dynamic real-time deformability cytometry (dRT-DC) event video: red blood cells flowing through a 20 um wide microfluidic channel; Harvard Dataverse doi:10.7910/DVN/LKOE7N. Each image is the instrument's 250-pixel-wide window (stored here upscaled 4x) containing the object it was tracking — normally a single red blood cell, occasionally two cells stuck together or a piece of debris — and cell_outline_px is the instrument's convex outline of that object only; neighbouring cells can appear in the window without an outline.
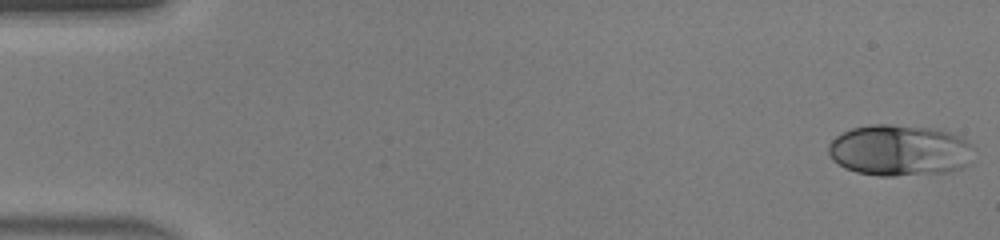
{"species": "human", "species_latin": "Homo sapiens", "temperature_condition": "warm", "stored_images_in_passage": 46, "camera_frame_rate_fps": 3000, "um_per_image_px": 0.085, "donor": {"sex": "male"}, "frame": {"image": 1, "passage_image": 1, "time_ms": 0.0, "image_size_px": [1000, 240], "cell_outline_px": [[976, 148], [972, 164], [964, 168], [952, 172], [896, 176], [880, 176], [856, 172], [844, 168], [832, 160], [828, 152], [828, 144], [836, 136], [852, 128], [868, 124], [888, 124], [936, 128], [960, 136], [968, 140]], "centroid_in_image_um": [76.54, 12.79], "position_along_channel_um": 8.5, "area_um2": 44.51}}
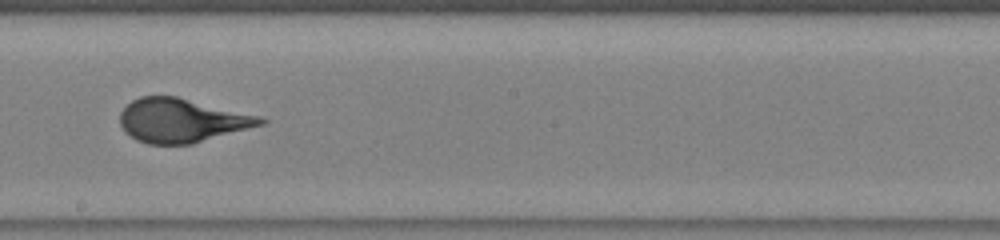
{"frame": {"image": 2, "passage_image": 26, "time_ms": 8.333, "image_size_px": [1000, 240], "cell_outline_px": [[268, 120], [264, 124], [192, 144], [148, 144], [136, 140], [124, 132], [120, 124], [120, 112], [132, 100], [140, 96], [176, 96], [260, 116]], "centroid_in_image_um": [15.42, 10.24], "position_along_channel_um": 232.8, "area_um2": 35.84}}
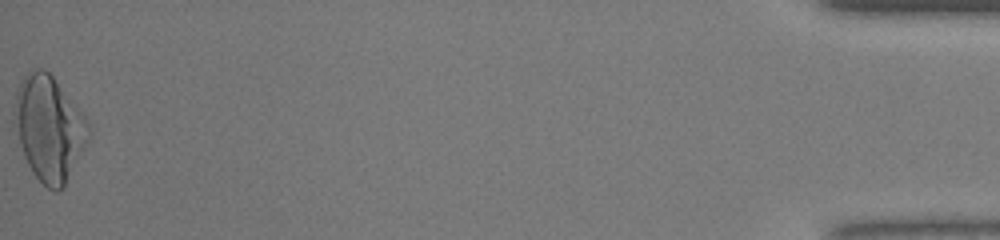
{"frame": {"image": 3, "passage_image": 46, "time_ms": 15.0, "image_size_px": [1000, 240], "cell_outline_px": [[92, 132], [64, 188], [56, 192], [48, 188], [32, 172], [24, 156], [12, 124], [12, 112], [16, 92], [20, 80], [32, 68], [44, 68], [52, 76], [88, 120]], "centroid_in_image_um": [4.14, 10.9], "position_along_channel_um": 431.1, "area_um2": 45.72}, "authors_computed_cell_mechanics": {"area_um2": 36.1828, "velocity_mm_per_s": 4.4745, "shape_relaxation_time_tau1_ms": 4.0957, "shape_relaxation_time_tau2_ms": null, "deformation_change_tau1": 0.2302, "deformation_change_tau2": null}}